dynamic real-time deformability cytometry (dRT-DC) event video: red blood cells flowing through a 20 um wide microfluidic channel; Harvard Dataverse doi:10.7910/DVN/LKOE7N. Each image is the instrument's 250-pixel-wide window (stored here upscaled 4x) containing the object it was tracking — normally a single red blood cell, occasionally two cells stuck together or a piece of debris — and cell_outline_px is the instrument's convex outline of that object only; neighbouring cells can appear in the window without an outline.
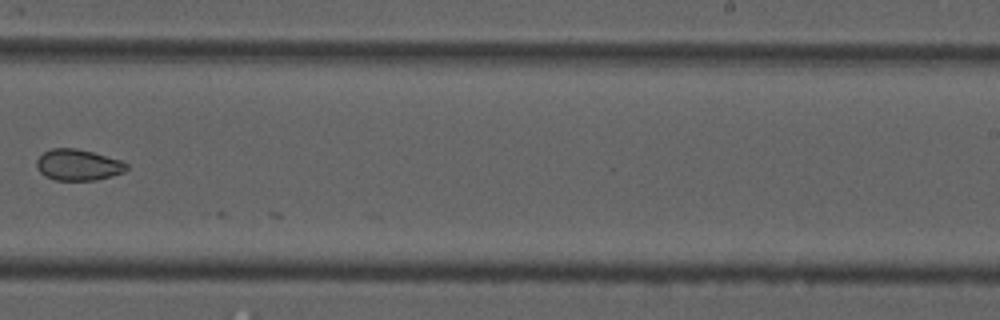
{"species": "common noctule bat (a hibernating species)", "species_latin": "Nyctalus noctula", "temperature_condition": "cold", "stored_images_in_passage": 30, "camera_frame_rate_fps": 3000, "um_per_image_px": 0.085, "animal": {"sex": "male", "forearm_length_mm": 52.5}, "frame": {"image": 1, "passage_image": 19, "time_ms": 6.0, "image_size_px": [1000, 320], "cell_outline_px": [[128, 168], [124, 172], [112, 176], [96, 180], [56, 180], [44, 176], [36, 168], [36, 160], [44, 152], [52, 148], [76, 148], [92, 152], [120, 160], [128, 164]], "centroid_in_image_um": [6.63, 14.02], "position_along_channel_um": 282.4, "area_um2": 16.36}}